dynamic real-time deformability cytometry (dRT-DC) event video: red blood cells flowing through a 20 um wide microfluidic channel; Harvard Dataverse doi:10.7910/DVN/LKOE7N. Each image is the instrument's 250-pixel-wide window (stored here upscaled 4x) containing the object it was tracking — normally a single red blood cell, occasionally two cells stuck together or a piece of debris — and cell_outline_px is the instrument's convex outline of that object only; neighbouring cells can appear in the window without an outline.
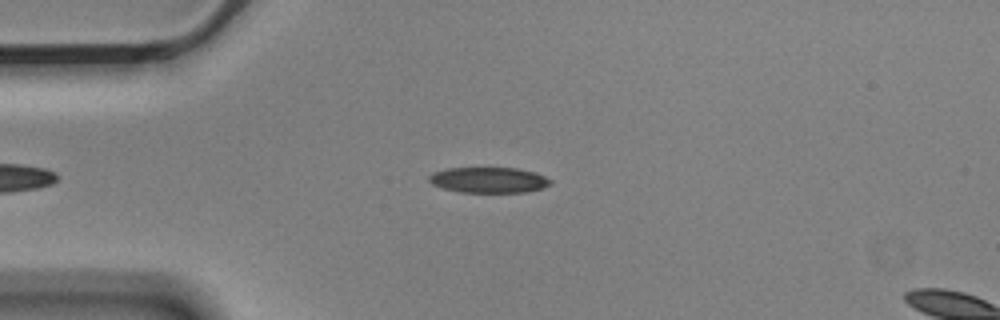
{"species": "Egyptian fruit bat (a non-hibernating species)", "species_latin": "Rousettus aegyptiacus", "temperature_condition": "cold", "stored_images_in_passage": 2, "camera_frame_rate_fps": 3000, "um_per_image_px": 0.085, "animal": {"sex": "male"}, "frame": {"image": 1, "passage_image": 1, "time_ms": 0.0, "image_size_px": [1000, 320], "cell_outline_px": [[552, 184], [544, 188], [528, 192], [460, 192], [444, 188], [432, 184], [428, 180], [428, 176], [432, 172], [448, 168], [516, 168], [536, 172], [552, 180]], "centroid_in_image_um": [41.57, 15.3], "position_along_channel_um": 43.4, "area_um2": 18.26}}